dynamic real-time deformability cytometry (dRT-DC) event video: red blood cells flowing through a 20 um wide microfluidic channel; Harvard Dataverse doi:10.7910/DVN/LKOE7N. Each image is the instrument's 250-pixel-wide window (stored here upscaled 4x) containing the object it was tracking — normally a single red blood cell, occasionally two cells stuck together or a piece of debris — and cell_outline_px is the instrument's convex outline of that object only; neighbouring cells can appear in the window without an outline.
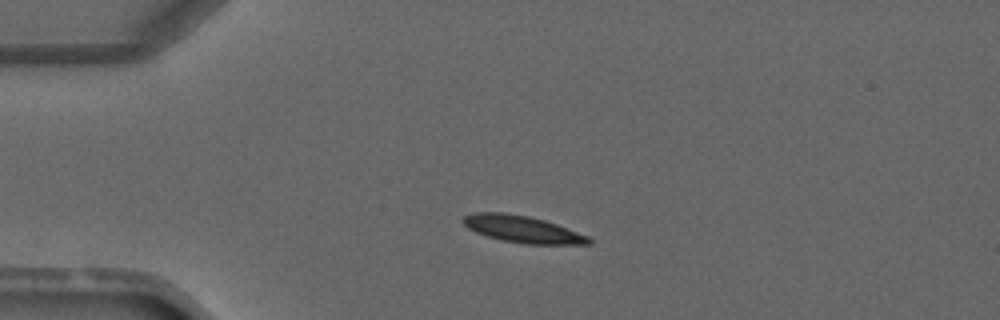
{"species": "common noctule bat (a hibernating species)", "species_latin": "Nyctalus noctula", "temperature_condition": "warm", "stored_images_in_passage": 4, "camera_frame_rate_fps": 3000, "um_per_image_px": 0.085, "animal": {"sex": "male", "forearm_length_mm": 52.5}, "frame": {"image": 1, "passage_image": 1, "time_ms": 0.0, "image_size_px": [1000, 320], "cell_outline_px": [[592, 244], [528, 244], [504, 240], [488, 236], [476, 232], [468, 228], [460, 220], [464, 216], [472, 212], [504, 212], [528, 216], [544, 220], [556, 224], [588, 236], [592, 240]], "centroid_in_image_um": [44.38, 19.47], "position_along_channel_um": 40.6, "area_um2": 19.54}}
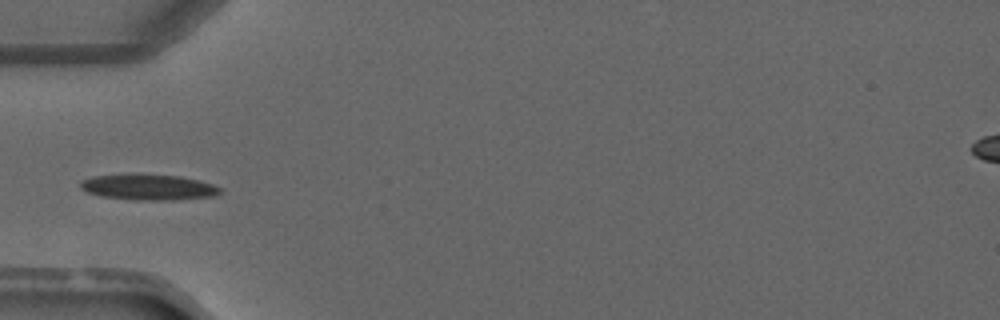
{"frame": {"image": 2, "passage_image": 2, "time_ms": 1.333, "image_size_px": [1000, 320], "cell_outline_px": [[220, 192], [212, 196], [176, 200], [136, 200], [100, 196], [88, 192], [80, 188], [80, 180], [92, 176], [132, 172], [140, 172], [180, 176], [200, 180], [212, 184], [220, 188]], "centroid_in_image_um": [12.55, 15.87], "position_along_channel_um": 72.4, "area_um2": 21.62}}